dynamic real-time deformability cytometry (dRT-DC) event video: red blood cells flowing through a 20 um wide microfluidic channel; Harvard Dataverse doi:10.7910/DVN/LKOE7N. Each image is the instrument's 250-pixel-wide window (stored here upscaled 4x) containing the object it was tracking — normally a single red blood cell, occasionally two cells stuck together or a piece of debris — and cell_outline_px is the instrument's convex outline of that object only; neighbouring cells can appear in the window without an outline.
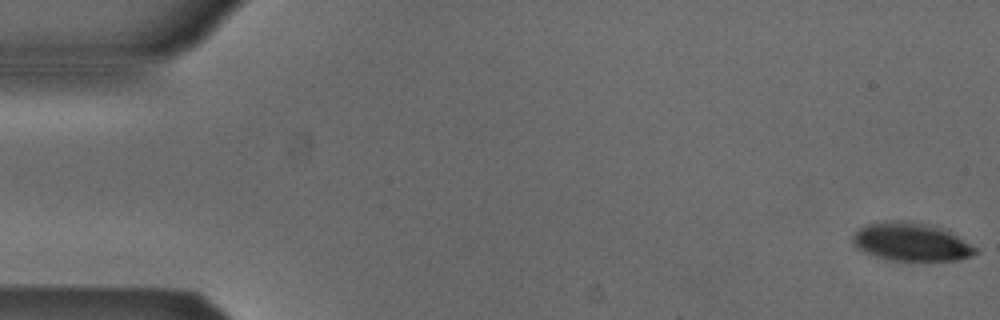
{"species": "Egyptian fruit bat (a non-hibernating species)", "species_latin": "Rousettus aegyptiacus", "temperature_condition": "cold", "stored_images_in_passage": 53, "camera_frame_rate_fps": 3000, "um_per_image_px": 0.085, "animal": {"sex": "male"}, "frame": {"image": 1, "passage_image": 1, "time_ms": 0.0, "image_size_px": [1000, 320], "cell_outline_px": [[980, 252], [972, 256], [960, 260], [888, 260], [864, 252], [856, 248], [852, 240], [852, 236], [860, 228], [868, 224], [896, 220], [904, 220], [928, 224], [940, 228], [956, 236], [976, 248]], "centroid_in_image_um": [77.44, 20.57], "position_along_channel_um": 7.6, "area_um2": 26.99}}
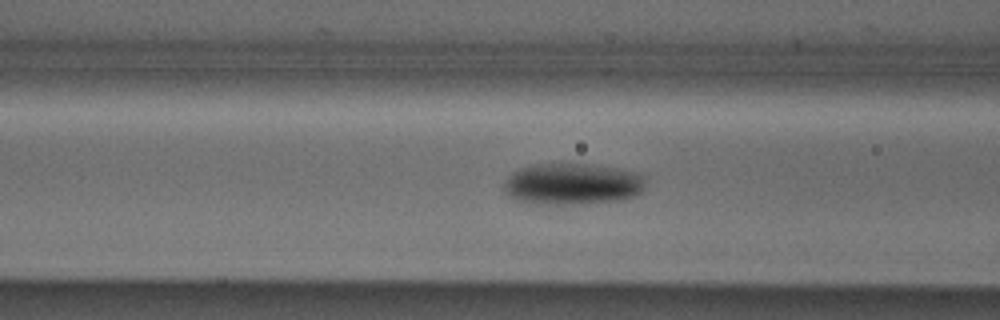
{"frame": {"image": 2, "passage_image": 21, "time_ms": 6.667, "image_size_px": [1000, 320], "cell_outline_px": [[644, 188], [636, 196], [620, 200], [572, 204], [540, 204], [516, 200], [508, 196], [504, 192], [504, 184], [508, 176], [512, 172], [520, 168], [532, 164], [588, 164], [616, 168], [636, 172], [644, 176]], "centroid_in_image_um": [48.63, 15.64], "position_along_channel_um": 118.0, "area_um2": 34.28}}
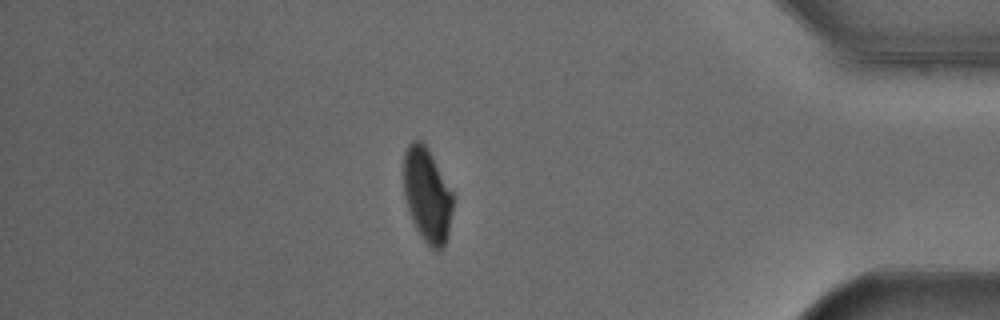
{"frame": {"image": 3, "passage_image": 46, "time_ms": 15.0, "image_size_px": [1000, 320], "cell_outline_px": [[452, 212], [448, 236], [444, 248], [436, 252], [428, 248], [420, 236], [412, 220], [404, 196], [404, 152], [408, 144], [412, 140], [420, 140], [428, 148], [452, 192]], "centroid_in_image_um": [36.3, 16.63], "position_along_channel_um": 398.9, "area_um2": 27.28}}